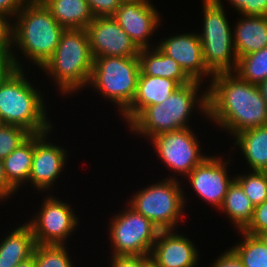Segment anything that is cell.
<instances>
[{"mask_svg":"<svg viewBox=\"0 0 267 267\" xmlns=\"http://www.w3.org/2000/svg\"><path fill=\"white\" fill-rule=\"evenodd\" d=\"M260 91H261V94H262V97L264 98V100L266 101L267 103V79L262 81L259 85H258Z\"/></svg>","mask_w":267,"mask_h":267,"instance_id":"42","label":"cell"},{"mask_svg":"<svg viewBox=\"0 0 267 267\" xmlns=\"http://www.w3.org/2000/svg\"><path fill=\"white\" fill-rule=\"evenodd\" d=\"M235 73L240 79L259 85L267 79V47L237 60Z\"/></svg>","mask_w":267,"mask_h":267,"instance_id":"27","label":"cell"},{"mask_svg":"<svg viewBox=\"0 0 267 267\" xmlns=\"http://www.w3.org/2000/svg\"><path fill=\"white\" fill-rule=\"evenodd\" d=\"M15 267H36L34 256L32 255L27 260H24L20 262L19 264H17Z\"/></svg>","mask_w":267,"mask_h":267,"instance_id":"40","label":"cell"},{"mask_svg":"<svg viewBox=\"0 0 267 267\" xmlns=\"http://www.w3.org/2000/svg\"><path fill=\"white\" fill-rule=\"evenodd\" d=\"M40 208L36 217L32 216L34 219L26 222L31 227L35 243L65 245L79 224L71 204L48 195Z\"/></svg>","mask_w":267,"mask_h":267,"instance_id":"11","label":"cell"},{"mask_svg":"<svg viewBox=\"0 0 267 267\" xmlns=\"http://www.w3.org/2000/svg\"><path fill=\"white\" fill-rule=\"evenodd\" d=\"M202 83L193 80L180 86L162 103L145 107L128 124V128L136 135L150 139L162 133L189 128L188 120L195 107L208 118V88L200 92Z\"/></svg>","mask_w":267,"mask_h":267,"instance_id":"2","label":"cell"},{"mask_svg":"<svg viewBox=\"0 0 267 267\" xmlns=\"http://www.w3.org/2000/svg\"><path fill=\"white\" fill-rule=\"evenodd\" d=\"M94 17L113 16L122 0H86Z\"/></svg>","mask_w":267,"mask_h":267,"instance_id":"33","label":"cell"},{"mask_svg":"<svg viewBox=\"0 0 267 267\" xmlns=\"http://www.w3.org/2000/svg\"><path fill=\"white\" fill-rule=\"evenodd\" d=\"M12 22V47L38 68L53 56L65 28L41 0H29Z\"/></svg>","mask_w":267,"mask_h":267,"instance_id":"3","label":"cell"},{"mask_svg":"<svg viewBox=\"0 0 267 267\" xmlns=\"http://www.w3.org/2000/svg\"><path fill=\"white\" fill-rule=\"evenodd\" d=\"M94 58L86 29H65L53 56L42 71L52 77L63 94H71L88 87Z\"/></svg>","mask_w":267,"mask_h":267,"instance_id":"4","label":"cell"},{"mask_svg":"<svg viewBox=\"0 0 267 267\" xmlns=\"http://www.w3.org/2000/svg\"><path fill=\"white\" fill-rule=\"evenodd\" d=\"M208 118L235 136L267 125V103L258 85L240 79L235 73H218L208 87Z\"/></svg>","mask_w":267,"mask_h":267,"instance_id":"1","label":"cell"},{"mask_svg":"<svg viewBox=\"0 0 267 267\" xmlns=\"http://www.w3.org/2000/svg\"><path fill=\"white\" fill-rule=\"evenodd\" d=\"M186 237L175 230L160 231L150 257L161 267H195L199 251Z\"/></svg>","mask_w":267,"mask_h":267,"instance_id":"17","label":"cell"},{"mask_svg":"<svg viewBox=\"0 0 267 267\" xmlns=\"http://www.w3.org/2000/svg\"><path fill=\"white\" fill-rule=\"evenodd\" d=\"M144 267H161L150 255H144Z\"/></svg>","mask_w":267,"mask_h":267,"instance_id":"41","label":"cell"},{"mask_svg":"<svg viewBox=\"0 0 267 267\" xmlns=\"http://www.w3.org/2000/svg\"><path fill=\"white\" fill-rule=\"evenodd\" d=\"M236 175L235 180L244 189L245 195L254 206L267 200V172L250 171Z\"/></svg>","mask_w":267,"mask_h":267,"instance_id":"29","label":"cell"},{"mask_svg":"<svg viewBox=\"0 0 267 267\" xmlns=\"http://www.w3.org/2000/svg\"><path fill=\"white\" fill-rule=\"evenodd\" d=\"M221 1L203 0V33H198L205 66L213 75L234 72L238 60L231 23Z\"/></svg>","mask_w":267,"mask_h":267,"instance_id":"6","label":"cell"},{"mask_svg":"<svg viewBox=\"0 0 267 267\" xmlns=\"http://www.w3.org/2000/svg\"><path fill=\"white\" fill-rule=\"evenodd\" d=\"M254 208L255 206L245 195L244 189L234 180L229 186L219 210L221 209L237 230L241 231L251 221Z\"/></svg>","mask_w":267,"mask_h":267,"instance_id":"25","label":"cell"},{"mask_svg":"<svg viewBox=\"0 0 267 267\" xmlns=\"http://www.w3.org/2000/svg\"><path fill=\"white\" fill-rule=\"evenodd\" d=\"M7 16L0 15V52L12 50V23Z\"/></svg>","mask_w":267,"mask_h":267,"instance_id":"35","label":"cell"},{"mask_svg":"<svg viewBox=\"0 0 267 267\" xmlns=\"http://www.w3.org/2000/svg\"><path fill=\"white\" fill-rule=\"evenodd\" d=\"M259 237L264 241L265 245L267 246V233L259 235Z\"/></svg>","mask_w":267,"mask_h":267,"instance_id":"43","label":"cell"},{"mask_svg":"<svg viewBox=\"0 0 267 267\" xmlns=\"http://www.w3.org/2000/svg\"><path fill=\"white\" fill-rule=\"evenodd\" d=\"M15 54V55H14ZM18 55L13 52H0V83H2L16 69H23Z\"/></svg>","mask_w":267,"mask_h":267,"instance_id":"34","label":"cell"},{"mask_svg":"<svg viewBox=\"0 0 267 267\" xmlns=\"http://www.w3.org/2000/svg\"><path fill=\"white\" fill-rule=\"evenodd\" d=\"M154 47L139 50V74L176 80L181 86L193 81L178 62L164 54L157 46Z\"/></svg>","mask_w":267,"mask_h":267,"instance_id":"20","label":"cell"},{"mask_svg":"<svg viewBox=\"0 0 267 267\" xmlns=\"http://www.w3.org/2000/svg\"><path fill=\"white\" fill-rule=\"evenodd\" d=\"M16 192L17 191L8 183L3 161L0 159V201L7 200Z\"/></svg>","mask_w":267,"mask_h":267,"instance_id":"39","label":"cell"},{"mask_svg":"<svg viewBox=\"0 0 267 267\" xmlns=\"http://www.w3.org/2000/svg\"><path fill=\"white\" fill-rule=\"evenodd\" d=\"M32 255L36 267H73L65 245L36 244Z\"/></svg>","mask_w":267,"mask_h":267,"instance_id":"28","label":"cell"},{"mask_svg":"<svg viewBox=\"0 0 267 267\" xmlns=\"http://www.w3.org/2000/svg\"><path fill=\"white\" fill-rule=\"evenodd\" d=\"M233 29V45L238 58L267 47V16H244Z\"/></svg>","mask_w":267,"mask_h":267,"instance_id":"19","label":"cell"},{"mask_svg":"<svg viewBox=\"0 0 267 267\" xmlns=\"http://www.w3.org/2000/svg\"><path fill=\"white\" fill-rule=\"evenodd\" d=\"M49 133L50 131L34 134V154L29 182L37 191L46 192L53 187L68 157L64 148L47 141Z\"/></svg>","mask_w":267,"mask_h":267,"instance_id":"15","label":"cell"},{"mask_svg":"<svg viewBox=\"0 0 267 267\" xmlns=\"http://www.w3.org/2000/svg\"><path fill=\"white\" fill-rule=\"evenodd\" d=\"M212 264L211 267H244L242 260L231 248L225 250Z\"/></svg>","mask_w":267,"mask_h":267,"instance_id":"37","label":"cell"},{"mask_svg":"<svg viewBox=\"0 0 267 267\" xmlns=\"http://www.w3.org/2000/svg\"><path fill=\"white\" fill-rule=\"evenodd\" d=\"M31 133L24 127L18 125H0V159L7 157L22 142H24Z\"/></svg>","mask_w":267,"mask_h":267,"instance_id":"30","label":"cell"},{"mask_svg":"<svg viewBox=\"0 0 267 267\" xmlns=\"http://www.w3.org/2000/svg\"><path fill=\"white\" fill-rule=\"evenodd\" d=\"M233 138L250 170L267 172V125L242 131Z\"/></svg>","mask_w":267,"mask_h":267,"instance_id":"23","label":"cell"},{"mask_svg":"<svg viewBox=\"0 0 267 267\" xmlns=\"http://www.w3.org/2000/svg\"><path fill=\"white\" fill-rule=\"evenodd\" d=\"M24 69H16L0 83V121L24 127L31 134L51 131L41 91L29 82Z\"/></svg>","mask_w":267,"mask_h":267,"instance_id":"5","label":"cell"},{"mask_svg":"<svg viewBox=\"0 0 267 267\" xmlns=\"http://www.w3.org/2000/svg\"><path fill=\"white\" fill-rule=\"evenodd\" d=\"M238 232L242 234L243 240L231 249L242 260L244 267H267V246L264 241L242 230Z\"/></svg>","mask_w":267,"mask_h":267,"instance_id":"26","label":"cell"},{"mask_svg":"<svg viewBox=\"0 0 267 267\" xmlns=\"http://www.w3.org/2000/svg\"><path fill=\"white\" fill-rule=\"evenodd\" d=\"M244 16H267V0H227Z\"/></svg>","mask_w":267,"mask_h":267,"instance_id":"32","label":"cell"},{"mask_svg":"<svg viewBox=\"0 0 267 267\" xmlns=\"http://www.w3.org/2000/svg\"><path fill=\"white\" fill-rule=\"evenodd\" d=\"M180 86L176 80L139 74L134 99L121 117L128 125L145 107L162 103Z\"/></svg>","mask_w":267,"mask_h":267,"instance_id":"18","label":"cell"},{"mask_svg":"<svg viewBox=\"0 0 267 267\" xmlns=\"http://www.w3.org/2000/svg\"><path fill=\"white\" fill-rule=\"evenodd\" d=\"M139 73L138 57H97L88 86L117 105L122 115L134 99Z\"/></svg>","mask_w":267,"mask_h":267,"instance_id":"7","label":"cell"},{"mask_svg":"<svg viewBox=\"0 0 267 267\" xmlns=\"http://www.w3.org/2000/svg\"><path fill=\"white\" fill-rule=\"evenodd\" d=\"M177 179L169 176L135 192L128 204L160 231L176 230L186 205L184 191Z\"/></svg>","mask_w":267,"mask_h":267,"instance_id":"8","label":"cell"},{"mask_svg":"<svg viewBox=\"0 0 267 267\" xmlns=\"http://www.w3.org/2000/svg\"><path fill=\"white\" fill-rule=\"evenodd\" d=\"M29 0H0V15L15 17Z\"/></svg>","mask_w":267,"mask_h":267,"instance_id":"38","label":"cell"},{"mask_svg":"<svg viewBox=\"0 0 267 267\" xmlns=\"http://www.w3.org/2000/svg\"><path fill=\"white\" fill-rule=\"evenodd\" d=\"M219 156H208L201 164L196 166L187 176L195 193L219 210L229 186L235 177H229L228 161Z\"/></svg>","mask_w":267,"mask_h":267,"instance_id":"14","label":"cell"},{"mask_svg":"<svg viewBox=\"0 0 267 267\" xmlns=\"http://www.w3.org/2000/svg\"><path fill=\"white\" fill-rule=\"evenodd\" d=\"M109 225L112 255H150L160 230L128 203Z\"/></svg>","mask_w":267,"mask_h":267,"instance_id":"9","label":"cell"},{"mask_svg":"<svg viewBox=\"0 0 267 267\" xmlns=\"http://www.w3.org/2000/svg\"><path fill=\"white\" fill-rule=\"evenodd\" d=\"M160 15L149 0H124L112 17L140 50L154 47L148 39L161 25Z\"/></svg>","mask_w":267,"mask_h":267,"instance_id":"12","label":"cell"},{"mask_svg":"<svg viewBox=\"0 0 267 267\" xmlns=\"http://www.w3.org/2000/svg\"><path fill=\"white\" fill-rule=\"evenodd\" d=\"M242 231L255 236L267 233V200L255 206L251 221Z\"/></svg>","mask_w":267,"mask_h":267,"instance_id":"31","label":"cell"},{"mask_svg":"<svg viewBox=\"0 0 267 267\" xmlns=\"http://www.w3.org/2000/svg\"><path fill=\"white\" fill-rule=\"evenodd\" d=\"M65 29H86L94 20L86 0H41Z\"/></svg>","mask_w":267,"mask_h":267,"instance_id":"22","label":"cell"},{"mask_svg":"<svg viewBox=\"0 0 267 267\" xmlns=\"http://www.w3.org/2000/svg\"><path fill=\"white\" fill-rule=\"evenodd\" d=\"M93 58L138 57L139 49L112 17H96L86 28Z\"/></svg>","mask_w":267,"mask_h":267,"instance_id":"13","label":"cell"},{"mask_svg":"<svg viewBox=\"0 0 267 267\" xmlns=\"http://www.w3.org/2000/svg\"><path fill=\"white\" fill-rule=\"evenodd\" d=\"M196 137L189 127L155 135L149 140L161 161L171 171L185 177L208 157L201 153Z\"/></svg>","mask_w":267,"mask_h":267,"instance_id":"10","label":"cell"},{"mask_svg":"<svg viewBox=\"0 0 267 267\" xmlns=\"http://www.w3.org/2000/svg\"><path fill=\"white\" fill-rule=\"evenodd\" d=\"M6 236L0 242V267H15L32 256L36 243L27 223Z\"/></svg>","mask_w":267,"mask_h":267,"instance_id":"21","label":"cell"},{"mask_svg":"<svg viewBox=\"0 0 267 267\" xmlns=\"http://www.w3.org/2000/svg\"><path fill=\"white\" fill-rule=\"evenodd\" d=\"M156 46L173 58L192 79L202 82L204 77H213L203 60L202 44L198 33H182L162 39Z\"/></svg>","mask_w":267,"mask_h":267,"instance_id":"16","label":"cell"},{"mask_svg":"<svg viewBox=\"0 0 267 267\" xmlns=\"http://www.w3.org/2000/svg\"><path fill=\"white\" fill-rule=\"evenodd\" d=\"M34 154V134H31L7 157L2 159L8 183L17 191L29 181Z\"/></svg>","mask_w":267,"mask_h":267,"instance_id":"24","label":"cell"},{"mask_svg":"<svg viewBox=\"0 0 267 267\" xmlns=\"http://www.w3.org/2000/svg\"><path fill=\"white\" fill-rule=\"evenodd\" d=\"M110 267H144V255H112Z\"/></svg>","mask_w":267,"mask_h":267,"instance_id":"36","label":"cell"}]
</instances>
